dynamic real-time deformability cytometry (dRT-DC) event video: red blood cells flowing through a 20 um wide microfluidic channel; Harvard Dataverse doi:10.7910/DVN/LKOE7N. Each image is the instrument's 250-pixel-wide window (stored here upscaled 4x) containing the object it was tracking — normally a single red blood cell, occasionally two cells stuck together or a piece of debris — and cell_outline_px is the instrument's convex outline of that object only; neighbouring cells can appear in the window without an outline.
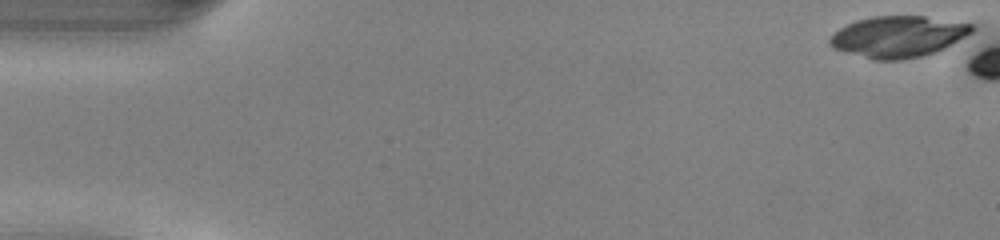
{"species": "common noctule bat (a hibernating species)", "species_latin": "Nyctalus noctula", "temperature_condition": "warm", "stored_images_in_passage": 5, "segment_of_instrument_passage": [1, 2], "camera_frame_rate_fps": 3000, "um_per_image_px": 0.085, "animal": {"sex": "male", "body_mass_g": 13.0, "forearm_length_mm": 53.1}, "frame": {"image": 1, "passage_image": 1, "time_ms": 0.0, "image_size_px": [1000, 240], "cell_outline_px": [[976, 28], [972, 32], [944, 48], [936, 52], [924, 56], [900, 60], [872, 60], [832, 48], [828, 44], [828, 40], [840, 28], [856, 20], [872, 16], [924, 16], [972, 24]], "centroid_in_image_um": [76.32, 3.12], "position_along_channel_um": 8.7, "area_um2": 34.16}}